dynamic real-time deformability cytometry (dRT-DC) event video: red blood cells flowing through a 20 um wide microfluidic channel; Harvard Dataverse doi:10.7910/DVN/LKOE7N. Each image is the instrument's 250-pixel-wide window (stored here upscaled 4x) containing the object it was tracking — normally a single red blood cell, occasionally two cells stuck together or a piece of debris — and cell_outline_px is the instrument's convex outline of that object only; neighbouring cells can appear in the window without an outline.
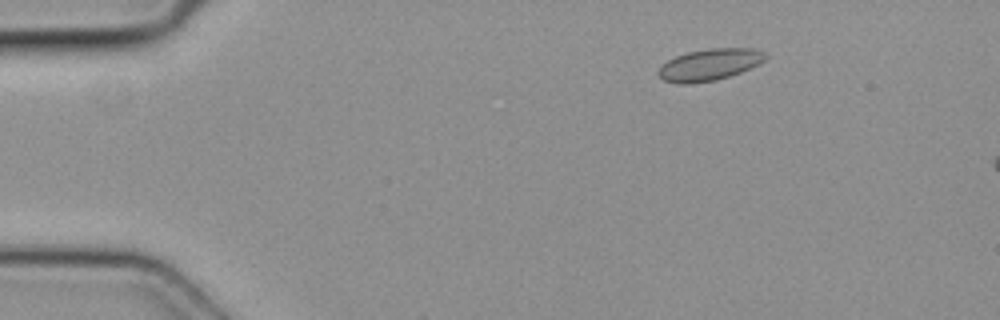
{"species": "common noctule bat (a hibernating species)", "species_latin": "Nyctalus noctula", "temperature_condition": "cold", "stored_images_in_passage": 4, "segment_of_instrument_passage": [1, 2], "camera_frame_rate_fps": 3000, "um_per_image_px": 0.085, "animal": {"sex": "female", "body_mass_g": 19.3, "forearm_length_mm": 54.1}, "frame": {"image": 1, "passage_image": 1, "time_ms": 0.0, "image_size_px": [1000, 320], "cell_outline_px": [[768, 56], [760, 64], [740, 72], [716, 80], [688, 84], [676, 84], [664, 80], [656, 72], [668, 60], [676, 56], [688, 52], [708, 48], [756, 48], [764, 52]], "centroid_in_image_um": [60.33, 5.49], "position_along_channel_um": 24.7, "area_um2": 19.77}}